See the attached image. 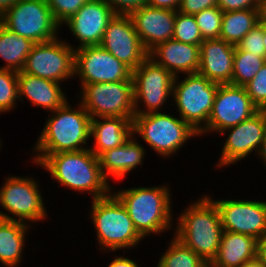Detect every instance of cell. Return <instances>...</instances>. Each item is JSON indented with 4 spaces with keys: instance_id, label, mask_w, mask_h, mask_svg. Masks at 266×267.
I'll return each instance as SVG.
<instances>
[{
    "instance_id": "obj_1",
    "label": "cell",
    "mask_w": 266,
    "mask_h": 267,
    "mask_svg": "<svg viewBox=\"0 0 266 267\" xmlns=\"http://www.w3.org/2000/svg\"><path fill=\"white\" fill-rule=\"evenodd\" d=\"M33 157L32 163L47 170L61 186L89 193L92 200L106 197L113 191L101 172L98 157L88 147L81 151L34 154Z\"/></svg>"
},
{
    "instance_id": "obj_2",
    "label": "cell",
    "mask_w": 266,
    "mask_h": 267,
    "mask_svg": "<svg viewBox=\"0 0 266 267\" xmlns=\"http://www.w3.org/2000/svg\"><path fill=\"white\" fill-rule=\"evenodd\" d=\"M188 205L177 218L174 236L210 264L217 255L224 231L218 208L208 195Z\"/></svg>"
},
{
    "instance_id": "obj_3",
    "label": "cell",
    "mask_w": 266,
    "mask_h": 267,
    "mask_svg": "<svg viewBox=\"0 0 266 267\" xmlns=\"http://www.w3.org/2000/svg\"><path fill=\"white\" fill-rule=\"evenodd\" d=\"M69 103L51 111L32 152L55 154L87 149L84 145L91 138V116L81 103L75 108Z\"/></svg>"
},
{
    "instance_id": "obj_4",
    "label": "cell",
    "mask_w": 266,
    "mask_h": 267,
    "mask_svg": "<svg viewBox=\"0 0 266 267\" xmlns=\"http://www.w3.org/2000/svg\"><path fill=\"white\" fill-rule=\"evenodd\" d=\"M167 185L133 187L112 193L122 202L137 232L145 238L149 234L172 229V198Z\"/></svg>"
},
{
    "instance_id": "obj_5",
    "label": "cell",
    "mask_w": 266,
    "mask_h": 267,
    "mask_svg": "<svg viewBox=\"0 0 266 267\" xmlns=\"http://www.w3.org/2000/svg\"><path fill=\"white\" fill-rule=\"evenodd\" d=\"M90 219L95 227L97 242L103 251L115 252L138 246L143 237L137 232L127 209L111 192L91 202Z\"/></svg>"
},
{
    "instance_id": "obj_6",
    "label": "cell",
    "mask_w": 266,
    "mask_h": 267,
    "mask_svg": "<svg viewBox=\"0 0 266 267\" xmlns=\"http://www.w3.org/2000/svg\"><path fill=\"white\" fill-rule=\"evenodd\" d=\"M132 122L133 135L141 136L150 149L162 158L176 155L188 139L199 136L184 120L170 113L135 115Z\"/></svg>"
},
{
    "instance_id": "obj_7",
    "label": "cell",
    "mask_w": 266,
    "mask_h": 267,
    "mask_svg": "<svg viewBox=\"0 0 266 267\" xmlns=\"http://www.w3.org/2000/svg\"><path fill=\"white\" fill-rule=\"evenodd\" d=\"M178 78L174 79L171 98L175 104L170 105H175L180 118L200 134L207 126L219 84L198 73L181 81Z\"/></svg>"
},
{
    "instance_id": "obj_8",
    "label": "cell",
    "mask_w": 266,
    "mask_h": 267,
    "mask_svg": "<svg viewBox=\"0 0 266 267\" xmlns=\"http://www.w3.org/2000/svg\"><path fill=\"white\" fill-rule=\"evenodd\" d=\"M79 102L91 118L123 117L133 120V80L80 85Z\"/></svg>"
},
{
    "instance_id": "obj_9",
    "label": "cell",
    "mask_w": 266,
    "mask_h": 267,
    "mask_svg": "<svg viewBox=\"0 0 266 267\" xmlns=\"http://www.w3.org/2000/svg\"><path fill=\"white\" fill-rule=\"evenodd\" d=\"M38 186L39 183L28 176H7L0 189V206L6 210H0V219L20 221L28 225L29 222L46 219L48 214Z\"/></svg>"
},
{
    "instance_id": "obj_10",
    "label": "cell",
    "mask_w": 266,
    "mask_h": 267,
    "mask_svg": "<svg viewBox=\"0 0 266 267\" xmlns=\"http://www.w3.org/2000/svg\"><path fill=\"white\" fill-rule=\"evenodd\" d=\"M1 23L35 43L56 39L61 28L54 20L46 0H17L1 16Z\"/></svg>"
},
{
    "instance_id": "obj_11",
    "label": "cell",
    "mask_w": 266,
    "mask_h": 267,
    "mask_svg": "<svg viewBox=\"0 0 266 267\" xmlns=\"http://www.w3.org/2000/svg\"><path fill=\"white\" fill-rule=\"evenodd\" d=\"M132 78L135 115L161 112L168 98L173 96L175 76L149 57L132 71ZM140 105L144 109L140 108Z\"/></svg>"
},
{
    "instance_id": "obj_12",
    "label": "cell",
    "mask_w": 266,
    "mask_h": 267,
    "mask_svg": "<svg viewBox=\"0 0 266 267\" xmlns=\"http://www.w3.org/2000/svg\"><path fill=\"white\" fill-rule=\"evenodd\" d=\"M56 39L35 43L29 52L24 73L57 83L74 78L75 49L70 42Z\"/></svg>"
},
{
    "instance_id": "obj_13",
    "label": "cell",
    "mask_w": 266,
    "mask_h": 267,
    "mask_svg": "<svg viewBox=\"0 0 266 267\" xmlns=\"http://www.w3.org/2000/svg\"><path fill=\"white\" fill-rule=\"evenodd\" d=\"M258 111L244 86L219 84L206 128L199 134L221 133L250 118ZM205 133V134H204Z\"/></svg>"
},
{
    "instance_id": "obj_14",
    "label": "cell",
    "mask_w": 266,
    "mask_h": 267,
    "mask_svg": "<svg viewBox=\"0 0 266 267\" xmlns=\"http://www.w3.org/2000/svg\"><path fill=\"white\" fill-rule=\"evenodd\" d=\"M74 76L81 84L133 80L132 70L100 45L75 49Z\"/></svg>"
},
{
    "instance_id": "obj_15",
    "label": "cell",
    "mask_w": 266,
    "mask_h": 267,
    "mask_svg": "<svg viewBox=\"0 0 266 267\" xmlns=\"http://www.w3.org/2000/svg\"><path fill=\"white\" fill-rule=\"evenodd\" d=\"M226 131L229 134L216 164L218 168L236 164L252 152L258 154L266 134V110H258L238 125L223 130L220 135L226 134Z\"/></svg>"
},
{
    "instance_id": "obj_16",
    "label": "cell",
    "mask_w": 266,
    "mask_h": 267,
    "mask_svg": "<svg viewBox=\"0 0 266 267\" xmlns=\"http://www.w3.org/2000/svg\"><path fill=\"white\" fill-rule=\"evenodd\" d=\"M223 230L260 240L266 235V202L259 200H214Z\"/></svg>"
},
{
    "instance_id": "obj_17",
    "label": "cell",
    "mask_w": 266,
    "mask_h": 267,
    "mask_svg": "<svg viewBox=\"0 0 266 267\" xmlns=\"http://www.w3.org/2000/svg\"><path fill=\"white\" fill-rule=\"evenodd\" d=\"M100 46L132 71L148 57L130 15L116 14L108 23Z\"/></svg>"
},
{
    "instance_id": "obj_18",
    "label": "cell",
    "mask_w": 266,
    "mask_h": 267,
    "mask_svg": "<svg viewBox=\"0 0 266 267\" xmlns=\"http://www.w3.org/2000/svg\"><path fill=\"white\" fill-rule=\"evenodd\" d=\"M116 15L105 0H89L74 15L63 23L80 43L79 49L86 46H99L108 23Z\"/></svg>"
},
{
    "instance_id": "obj_19",
    "label": "cell",
    "mask_w": 266,
    "mask_h": 267,
    "mask_svg": "<svg viewBox=\"0 0 266 267\" xmlns=\"http://www.w3.org/2000/svg\"><path fill=\"white\" fill-rule=\"evenodd\" d=\"M130 16L148 53L160 43L172 39L176 11L145 5L134 10Z\"/></svg>"
},
{
    "instance_id": "obj_20",
    "label": "cell",
    "mask_w": 266,
    "mask_h": 267,
    "mask_svg": "<svg viewBox=\"0 0 266 267\" xmlns=\"http://www.w3.org/2000/svg\"><path fill=\"white\" fill-rule=\"evenodd\" d=\"M235 46L223 39H206L200 45L198 74L211 82L231 84Z\"/></svg>"
},
{
    "instance_id": "obj_21",
    "label": "cell",
    "mask_w": 266,
    "mask_h": 267,
    "mask_svg": "<svg viewBox=\"0 0 266 267\" xmlns=\"http://www.w3.org/2000/svg\"><path fill=\"white\" fill-rule=\"evenodd\" d=\"M148 57L175 77L195 74L200 67V46L170 39L154 47Z\"/></svg>"
},
{
    "instance_id": "obj_22",
    "label": "cell",
    "mask_w": 266,
    "mask_h": 267,
    "mask_svg": "<svg viewBox=\"0 0 266 267\" xmlns=\"http://www.w3.org/2000/svg\"><path fill=\"white\" fill-rule=\"evenodd\" d=\"M17 80L19 101L23 102L25 97L31 105L43 108L47 112L55 111L68 101L61 88L63 83L33 76L23 71L18 72Z\"/></svg>"
},
{
    "instance_id": "obj_23",
    "label": "cell",
    "mask_w": 266,
    "mask_h": 267,
    "mask_svg": "<svg viewBox=\"0 0 266 267\" xmlns=\"http://www.w3.org/2000/svg\"><path fill=\"white\" fill-rule=\"evenodd\" d=\"M136 138L132 135L123 145L106 150L98 156L101 172L107 181L109 176L120 181L143 164L146 149Z\"/></svg>"
},
{
    "instance_id": "obj_24",
    "label": "cell",
    "mask_w": 266,
    "mask_h": 267,
    "mask_svg": "<svg viewBox=\"0 0 266 267\" xmlns=\"http://www.w3.org/2000/svg\"><path fill=\"white\" fill-rule=\"evenodd\" d=\"M132 121L123 117L91 118L90 137L94 146L89 149L98 157L106 150L123 145L133 135Z\"/></svg>"
},
{
    "instance_id": "obj_25",
    "label": "cell",
    "mask_w": 266,
    "mask_h": 267,
    "mask_svg": "<svg viewBox=\"0 0 266 267\" xmlns=\"http://www.w3.org/2000/svg\"><path fill=\"white\" fill-rule=\"evenodd\" d=\"M258 240L245 234L224 230L216 257L209 267H242L257 257Z\"/></svg>"
},
{
    "instance_id": "obj_26",
    "label": "cell",
    "mask_w": 266,
    "mask_h": 267,
    "mask_svg": "<svg viewBox=\"0 0 266 267\" xmlns=\"http://www.w3.org/2000/svg\"><path fill=\"white\" fill-rule=\"evenodd\" d=\"M31 225L0 219V263L5 267H18L22 261L26 233Z\"/></svg>"
},
{
    "instance_id": "obj_27",
    "label": "cell",
    "mask_w": 266,
    "mask_h": 267,
    "mask_svg": "<svg viewBox=\"0 0 266 267\" xmlns=\"http://www.w3.org/2000/svg\"><path fill=\"white\" fill-rule=\"evenodd\" d=\"M35 42L12 32L0 23V58L5 61L0 69L22 71Z\"/></svg>"
},
{
    "instance_id": "obj_28",
    "label": "cell",
    "mask_w": 266,
    "mask_h": 267,
    "mask_svg": "<svg viewBox=\"0 0 266 267\" xmlns=\"http://www.w3.org/2000/svg\"><path fill=\"white\" fill-rule=\"evenodd\" d=\"M259 23V9L224 12L220 39L237 46L243 37Z\"/></svg>"
},
{
    "instance_id": "obj_29",
    "label": "cell",
    "mask_w": 266,
    "mask_h": 267,
    "mask_svg": "<svg viewBox=\"0 0 266 267\" xmlns=\"http://www.w3.org/2000/svg\"><path fill=\"white\" fill-rule=\"evenodd\" d=\"M170 241L167 250L161 255L157 267H209V264L175 236Z\"/></svg>"
},
{
    "instance_id": "obj_30",
    "label": "cell",
    "mask_w": 266,
    "mask_h": 267,
    "mask_svg": "<svg viewBox=\"0 0 266 267\" xmlns=\"http://www.w3.org/2000/svg\"><path fill=\"white\" fill-rule=\"evenodd\" d=\"M265 63L266 56L252 55L246 51L239 50L235 46L231 84L235 86H245L253 79Z\"/></svg>"
},
{
    "instance_id": "obj_31",
    "label": "cell",
    "mask_w": 266,
    "mask_h": 267,
    "mask_svg": "<svg viewBox=\"0 0 266 267\" xmlns=\"http://www.w3.org/2000/svg\"><path fill=\"white\" fill-rule=\"evenodd\" d=\"M172 39L186 44L201 45L204 39L194 15L183 14L176 11Z\"/></svg>"
},
{
    "instance_id": "obj_32",
    "label": "cell",
    "mask_w": 266,
    "mask_h": 267,
    "mask_svg": "<svg viewBox=\"0 0 266 267\" xmlns=\"http://www.w3.org/2000/svg\"><path fill=\"white\" fill-rule=\"evenodd\" d=\"M18 72L0 69V113L13 111L18 101Z\"/></svg>"
},
{
    "instance_id": "obj_33",
    "label": "cell",
    "mask_w": 266,
    "mask_h": 267,
    "mask_svg": "<svg viewBox=\"0 0 266 267\" xmlns=\"http://www.w3.org/2000/svg\"><path fill=\"white\" fill-rule=\"evenodd\" d=\"M223 13L218 6H214L194 15L204 40L220 39Z\"/></svg>"
},
{
    "instance_id": "obj_34",
    "label": "cell",
    "mask_w": 266,
    "mask_h": 267,
    "mask_svg": "<svg viewBox=\"0 0 266 267\" xmlns=\"http://www.w3.org/2000/svg\"><path fill=\"white\" fill-rule=\"evenodd\" d=\"M244 87L258 110H266V63Z\"/></svg>"
},
{
    "instance_id": "obj_35",
    "label": "cell",
    "mask_w": 266,
    "mask_h": 267,
    "mask_svg": "<svg viewBox=\"0 0 266 267\" xmlns=\"http://www.w3.org/2000/svg\"><path fill=\"white\" fill-rule=\"evenodd\" d=\"M54 20L62 26L89 0H46ZM62 24V25H61Z\"/></svg>"
},
{
    "instance_id": "obj_36",
    "label": "cell",
    "mask_w": 266,
    "mask_h": 267,
    "mask_svg": "<svg viewBox=\"0 0 266 267\" xmlns=\"http://www.w3.org/2000/svg\"><path fill=\"white\" fill-rule=\"evenodd\" d=\"M236 47L252 55L266 56V49L263 41V24L260 22L252 28Z\"/></svg>"
},
{
    "instance_id": "obj_37",
    "label": "cell",
    "mask_w": 266,
    "mask_h": 267,
    "mask_svg": "<svg viewBox=\"0 0 266 267\" xmlns=\"http://www.w3.org/2000/svg\"><path fill=\"white\" fill-rule=\"evenodd\" d=\"M114 10L116 14L130 15L134 10H137L147 5V0H105Z\"/></svg>"
},
{
    "instance_id": "obj_38",
    "label": "cell",
    "mask_w": 266,
    "mask_h": 267,
    "mask_svg": "<svg viewBox=\"0 0 266 267\" xmlns=\"http://www.w3.org/2000/svg\"><path fill=\"white\" fill-rule=\"evenodd\" d=\"M218 0H182L178 9L180 13L195 15L204 9L217 6Z\"/></svg>"
},
{
    "instance_id": "obj_39",
    "label": "cell",
    "mask_w": 266,
    "mask_h": 267,
    "mask_svg": "<svg viewBox=\"0 0 266 267\" xmlns=\"http://www.w3.org/2000/svg\"><path fill=\"white\" fill-rule=\"evenodd\" d=\"M260 0H218L217 6L223 12L259 9Z\"/></svg>"
},
{
    "instance_id": "obj_40",
    "label": "cell",
    "mask_w": 266,
    "mask_h": 267,
    "mask_svg": "<svg viewBox=\"0 0 266 267\" xmlns=\"http://www.w3.org/2000/svg\"><path fill=\"white\" fill-rule=\"evenodd\" d=\"M182 0H147V5L160 9L178 11Z\"/></svg>"
},
{
    "instance_id": "obj_41",
    "label": "cell",
    "mask_w": 266,
    "mask_h": 267,
    "mask_svg": "<svg viewBox=\"0 0 266 267\" xmlns=\"http://www.w3.org/2000/svg\"><path fill=\"white\" fill-rule=\"evenodd\" d=\"M108 267H139L138 263L124 256H116Z\"/></svg>"
},
{
    "instance_id": "obj_42",
    "label": "cell",
    "mask_w": 266,
    "mask_h": 267,
    "mask_svg": "<svg viewBox=\"0 0 266 267\" xmlns=\"http://www.w3.org/2000/svg\"><path fill=\"white\" fill-rule=\"evenodd\" d=\"M257 256L266 264V235L258 240Z\"/></svg>"
},
{
    "instance_id": "obj_43",
    "label": "cell",
    "mask_w": 266,
    "mask_h": 267,
    "mask_svg": "<svg viewBox=\"0 0 266 267\" xmlns=\"http://www.w3.org/2000/svg\"><path fill=\"white\" fill-rule=\"evenodd\" d=\"M259 18L262 24H266V0L259 2Z\"/></svg>"
},
{
    "instance_id": "obj_44",
    "label": "cell",
    "mask_w": 266,
    "mask_h": 267,
    "mask_svg": "<svg viewBox=\"0 0 266 267\" xmlns=\"http://www.w3.org/2000/svg\"><path fill=\"white\" fill-rule=\"evenodd\" d=\"M242 267H266V264L257 256L256 258L247 261Z\"/></svg>"
},
{
    "instance_id": "obj_45",
    "label": "cell",
    "mask_w": 266,
    "mask_h": 267,
    "mask_svg": "<svg viewBox=\"0 0 266 267\" xmlns=\"http://www.w3.org/2000/svg\"><path fill=\"white\" fill-rule=\"evenodd\" d=\"M17 0H0V16H2Z\"/></svg>"
},
{
    "instance_id": "obj_46",
    "label": "cell",
    "mask_w": 266,
    "mask_h": 267,
    "mask_svg": "<svg viewBox=\"0 0 266 267\" xmlns=\"http://www.w3.org/2000/svg\"><path fill=\"white\" fill-rule=\"evenodd\" d=\"M258 155L261 159V161H263V164H265L266 166V134H265V137H264V140L262 142V145H261V148L258 152Z\"/></svg>"
},
{
    "instance_id": "obj_47",
    "label": "cell",
    "mask_w": 266,
    "mask_h": 267,
    "mask_svg": "<svg viewBox=\"0 0 266 267\" xmlns=\"http://www.w3.org/2000/svg\"><path fill=\"white\" fill-rule=\"evenodd\" d=\"M263 41L266 49V24H263Z\"/></svg>"
}]
</instances>
